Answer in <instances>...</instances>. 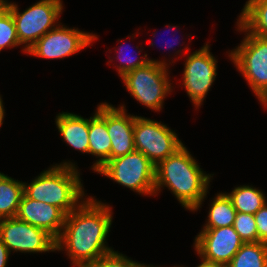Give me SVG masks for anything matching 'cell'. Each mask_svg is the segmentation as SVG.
Listing matches in <instances>:
<instances>
[{"label":"cell","mask_w":267,"mask_h":267,"mask_svg":"<svg viewBox=\"0 0 267 267\" xmlns=\"http://www.w3.org/2000/svg\"><path fill=\"white\" fill-rule=\"evenodd\" d=\"M237 21L249 33L267 38V0H247Z\"/></svg>","instance_id":"cell-17"},{"label":"cell","mask_w":267,"mask_h":267,"mask_svg":"<svg viewBox=\"0 0 267 267\" xmlns=\"http://www.w3.org/2000/svg\"><path fill=\"white\" fill-rule=\"evenodd\" d=\"M175 267H185V266L175 265ZM196 267H222V266L215 265V264H209V263L201 261V263H199V265H197Z\"/></svg>","instance_id":"cell-30"},{"label":"cell","mask_w":267,"mask_h":267,"mask_svg":"<svg viewBox=\"0 0 267 267\" xmlns=\"http://www.w3.org/2000/svg\"><path fill=\"white\" fill-rule=\"evenodd\" d=\"M11 253L0 238V267H8Z\"/></svg>","instance_id":"cell-28"},{"label":"cell","mask_w":267,"mask_h":267,"mask_svg":"<svg viewBox=\"0 0 267 267\" xmlns=\"http://www.w3.org/2000/svg\"><path fill=\"white\" fill-rule=\"evenodd\" d=\"M94 197H87L65 216L56 239V252L65 251L73 267H84L114 251L107 242L113 224L112 206Z\"/></svg>","instance_id":"cell-1"},{"label":"cell","mask_w":267,"mask_h":267,"mask_svg":"<svg viewBox=\"0 0 267 267\" xmlns=\"http://www.w3.org/2000/svg\"><path fill=\"white\" fill-rule=\"evenodd\" d=\"M4 102L2 100V96L0 95V127H2V124H3V121H4V118H5V108H4Z\"/></svg>","instance_id":"cell-29"},{"label":"cell","mask_w":267,"mask_h":267,"mask_svg":"<svg viewBox=\"0 0 267 267\" xmlns=\"http://www.w3.org/2000/svg\"><path fill=\"white\" fill-rule=\"evenodd\" d=\"M96 173L139 195L155 196V165L139 151L110 159Z\"/></svg>","instance_id":"cell-7"},{"label":"cell","mask_w":267,"mask_h":267,"mask_svg":"<svg viewBox=\"0 0 267 267\" xmlns=\"http://www.w3.org/2000/svg\"><path fill=\"white\" fill-rule=\"evenodd\" d=\"M209 203L208 215L203 228L233 226L236 210L226 192H218Z\"/></svg>","instance_id":"cell-20"},{"label":"cell","mask_w":267,"mask_h":267,"mask_svg":"<svg viewBox=\"0 0 267 267\" xmlns=\"http://www.w3.org/2000/svg\"><path fill=\"white\" fill-rule=\"evenodd\" d=\"M55 125L67 146L89 154V118L63 111L56 114Z\"/></svg>","instance_id":"cell-16"},{"label":"cell","mask_w":267,"mask_h":267,"mask_svg":"<svg viewBox=\"0 0 267 267\" xmlns=\"http://www.w3.org/2000/svg\"><path fill=\"white\" fill-rule=\"evenodd\" d=\"M230 198L236 212L255 214L267 203V196L263 190L251 185H240L234 187L231 192L226 193Z\"/></svg>","instance_id":"cell-19"},{"label":"cell","mask_w":267,"mask_h":267,"mask_svg":"<svg viewBox=\"0 0 267 267\" xmlns=\"http://www.w3.org/2000/svg\"><path fill=\"white\" fill-rule=\"evenodd\" d=\"M169 66L150 61L126 73L121 79L130 96L151 111L160 112L173 91ZM172 82V83H171Z\"/></svg>","instance_id":"cell-6"},{"label":"cell","mask_w":267,"mask_h":267,"mask_svg":"<svg viewBox=\"0 0 267 267\" xmlns=\"http://www.w3.org/2000/svg\"><path fill=\"white\" fill-rule=\"evenodd\" d=\"M244 244L233 226L201 228L193 247L200 261L226 267Z\"/></svg>","instance_id":"cell-12"},{"label":"cell","mask_w":267,"mask_h":267,"mask_svg":"<svg viewBox=\"0 0 267 267\" xmlns=\"http://www.w3.org/2000/svg\"><path fill=\"white\" fill-rule=\"evenodd\" d=\"M10 10L16 26L21 52L35 44L45 33L55 28L64 11L63 0H39L20 12L18 4L2 1Z\"/></svg>","instance_id":"cell-5"},{"label":"cell","mask_w":267,"mask_h":267,"mask_svg":"<svg viewBox=\"0 0 267 267\" xmlns=\"http://www.w3.org/2000/svg\"><path fill=\"white\" fill-rule=\"evenodd\" d=\"M258 241L267 244V203L254 214Z\"/></svg>","instance_id":"cell-27"},{"label":"cell","mask_w":267,"mask_h":267,"mask_svg":"<svg viewBox=\"0 0 267 267\" xmlns=\"http://www.w3.org/2000/svg\"><path fill=\"white\" fill-rule=\"evenodd\" d=\"M23 195V181L0 172V219L16 217Z\"/></svg>","instance_id":"cell-18"},{"label":"cell","mask_w":267,"mask_h":267,"mask_svg":"<svg viewBox=\"0 0 267 267\" xmlns=\"http://www.w3.org/2000/svg\"><path fill=\"white\" fill-rule=\"evenodd\" d=\"M233 227L244 243L258 242V231L253 214L236 212Z\"/></svg>","instance_id":"cell-25"},{"label":"cell","mask_w":267,"mask_h":267,"mask_svg":"<svg viewBox=\"0 0 267 267\" xmlns=\"http://www.w3.org/2000/svg\"><path fill=\"white\" fill-rule=\"evenodd\" d=\"M77 163L64 160L43 170L30 183L23 182L24 194L33 200L60 208L66 215L87 197Z\"/></svg>","instance_id":"cell-3"},{"label":"cell","mask_w":267,"mask_h":267,"mask_svg":"<svg viewBox=\"0 0 267 267\" xmlns=\"http://www.w3.org/2000/svg\"><path fill=\"white\" fill-rule=\"evenodd\" d=\"M195 159L183 145L159 162L155 166V196L167 187L185 210L197 212L202 208L214 174L206 173Z\"/></svg>","instance_id":"cell-2"},{"label":"cell","mask_w":267,"mask_h":267,"mask_svg":"<svg viewBox=\"0 0 267 267\" xmlns=\"http://www.w3.org/2000/svg\"><path fill=\"white\" fill-rule=\"evenodd\" d=\"M134 120L135 115L127 113L125 104L115 107L106 102V126L111 139L110 159L135 151Z\"/></svg>","instance_id":"cell-13"},{"label":"cell","mask_w":267,"mask_h":267,"mask_svg":"<svg viewBox=\"0 0 267 267\" xmlns=\"http://www.w3.org/2000/svg\"><path fill=\"white\" fill-rule=\"evenodd\" d=\"M21 47L16 33V26L10 10L0 3V52L3 49Z\"/></svg>","instance_id":"cell-23"},{"label":"cell","mask_w":267,"mask_h":267,"mask_svg":"<svg viewBox=\"0 0 267 267\" xmlns=\"http://www.w3.org/2000/svg\"><path fill=\"white\" fill-rule=\"evenodd\" d=\"M226 267H267V244L244 243Z\"/></svg>","instance_id":"cell-21"},{"label":"cell","mask_w":267,"mask_h":267,"mask_svg":"<svg viewBox=\"0 0 267 267\" xmlns=\"http://www.w3.org/2000/svg\"><path fill=\"white\" fill-rule=\"evenodd\" d=\"M66 214L58 207L39 202L23 195L16 217L42 228L57 239L63 229Z\"/></svg>","instance_id":"cell-14"},{"label":"cell","mask_w":267,"mask_h":267,"mask_svg":"<svg viewBox=\"0 0 267 267\" xmlns=\"http://www.w3.org/2000/svg\"><path fill=\"white\" fill-rule=\"evenodd\" d=\"M118 41L120 42V46H118V48L116 46V48L114 49L116 56H113V59H112V57H108L110 59V61H108V65H110L111 62L114 61V58L118 60L117 62H119V65L118 64L115 65V62L113 65L116 68V71L118 72L117 74L120 78H122L128 72L135 70L136 68H139L141 66L146 65L150 61H154V62L161 64L160 59L156 60V59L150 58V57H148V54H146V53L140 56V53L143 51L142 46H140L141 48H139V46L135 47L136 49H138V51H137L138 55L137 54H136V56L134 55V53H136V51H134L132 55H130L128 53L126 54L125 50L127 49L126 48L127 45L122 44L121 39H118ZM123 48L125 50H123ZM128 50H131V49H128Z\"/></svg>","instance_id":"cell-22"},{"label":"cell","mask_w":267,"mask_h":267,"mask_svg":"<svg viewBox=\"0 0 267 267\" xmlns=\"http://www.w3.org/2000/svg\"><path fill=\"white\" fill-rule=\"evenodd\" d=\"M235 28L245 36L237 47L226 52L227 57L247 81L260 105L267 108V38L249 33L238 21Z\"/></svg>","instance_id":"cell-4"},{"label":"cell","mask_w":267,"mask_h":267,"mask_svg":"<svg viewBox=\"0 0 267 267\" xmlns=\"http://www.w3.org/2000/svg\"><path fill=\"white\" fill-rule=\"evenodd\" d=\"M167 27H168L169 30H170V29H175V28H177V27H179V26H177V25L174 26V25H169V24H168ZM168 28H167V29H168ZM175 30H176L175 32H178V31H177L178 29H175ZM156 34H157V31L153 34V37H155ZM174 35H175V34H174ZM174 35H173V36H174ZM172 40L174 41V39H172ZM148 42L150 43L149 45H151L152 47L155 45V43L153 42V39H152V40L150 39ZM177 42H178V41H177V37H176L175 41L173 42L174 45L171 44V42H170L169 44L166 42L165 47L162 46L163 48H166V47L168 46V47H167V48H168V51H169L170 49H172V50L175 51V52H172V53H174V55H173V57H170L172 60H171V59H168V60H167L166 58H164V59L161 60V64L166 65V66H170V64L175 63V61H177V59L179 58V57H177V55H180V54L182 55V54H184V52L187 53V52L190 50V47H188V46H184L183 49L180 48V49L177 50V51L174 50L173 48L175 47V45H179V44H180L179 46H181V47L183 46V45L181 44V42H178V43H177ZM164 43H165V42H164ZM160 46H161V45H160ZM156 47H157V46H156ZM160 48H161V47H160ZM175 48H176V47H175ZM163 50H164V49H163ZM174 56H176V57L174 58ZM173 58H174L175 60H174ZM166 60H167V61H166ZM170 61H171V62H170ZM168 62H169V64H168Z\"/></svg>","instance_id":"cell-26"},{"label":"cell","mask_w":267,"mask_h":267,"mask_svg":"<svg viewBox=\"0 0 267 267\" xmlns=\"http://www.w3.org/2000/svg\"><path fill=\"white\" fill-rule=\"evenodd\" d=\"M210 45L209 42H206L200 49L187 53L184 62L180 85L185 88L186 94L196 110L203 105L217 76L218 59L210 52Z\"/></svg>","instance_id":"cell-10"},{"label":"cell","mask_w":267,"mask_h":267,"mask_svg":"<svg viewBox=\"0 0 267 267\" xmlns=\"http://www.w3.org/2000/svg\"><path fill=\"white\" fill-rule=\"evenodd\" d=\"M0 238L10 253L56 252V239L51 234L17 217L0 219Z\"/></svg>","instance_id":"cell-11"},{"label":"cell","mask_w":267,"mask_h":267,"mask_svg":"<svg viewBox=\"0 0 267 267\" xmlns=\"http://www.w3.org/2000/svg\"><path fill=\"white\" fill-rule=\"evenodd\" d=\"M135 150L143 153L155 166L184 144L178 134L161 121L135 115Z\"/></svg>","instance_id":"cell-8"},{"label":"cell","mask_w":267,"mask_h":267,"mask_svg":"<svg viewBox=\"0 0 267 267\" xmlns=\"http://www.w3.org/2000/svg\"><path fill=\"white\" fill-rule=\"evenodd\" d=\"M153 264L140 263L128 258L119 251H113L98 258L95 262L85 265L84 267H152Z\"/></svg>","instance_id":"cell-24"},{"label":"cell","mask_w":267,"mask_h":267,"mask_svg":"<svg viewBox=\"0 0 267 267\" xmlns=\"http://www.w3.org/2000/svg\"><path fill=\"white\" fill-rule=\"evenodd\" d=\"M89 118V154L96 157L90 169L95 173L110 160L111 139L106 126V102L97 105Z\"/></svg>","instance_id":"cell-15"},{"label":"cell","mask_w":267,"mask_h":267,"mask_svg":"<svg viewBox=\"0 0 267 267\" xmlns=\"http://www.w3.org/2000/svg\"><path fill=\"white\" fill-rule=\"evenodd\" d=\"M98 37L96 33L70 28L60 22L33 44L27 55L51 60L67 58L92 46Z\"/></svg>","instance_id":"cell-9"}]
</instances>
